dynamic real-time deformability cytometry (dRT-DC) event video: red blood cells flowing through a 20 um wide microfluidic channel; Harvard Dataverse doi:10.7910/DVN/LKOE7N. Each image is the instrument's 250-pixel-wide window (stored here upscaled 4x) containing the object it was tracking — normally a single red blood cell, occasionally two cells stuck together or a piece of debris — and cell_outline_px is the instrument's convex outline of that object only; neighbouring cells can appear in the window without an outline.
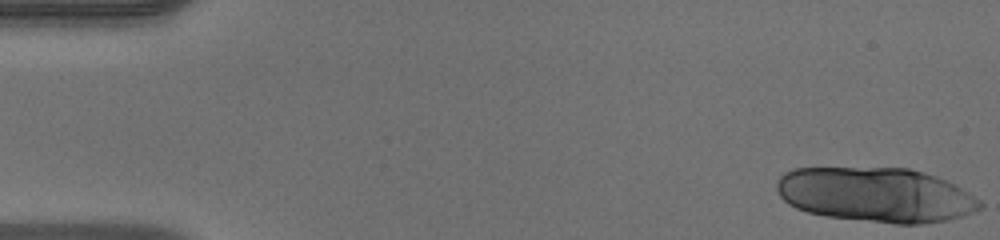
{"species": "human", "species_latin": "Homo sapiens", "temperature_condition": "warm", "stored_images_in_passage": 22, "camera_frame_rate_fps": 3000, "um_per_image_px": 0.085, "donor": {"sex": "male"}, "frame": {"image": 1, "passage_image": 1, "time_ms": 0.0, "image_size_px": [1000, 240], "cell_outline_px": [[984, 204], [980, 208], [972, 212], [948, 220], [920, 224], [896, 224], [828, 216], [808, 212], [796, 208], [788, 204], [780, 196], [776, 188], [776, 180], [784, 172], [792, 168], [908, 168], [924, 172], [936, 176], [968, 192], [980, 200]], "centroid_in_image_um": [74.42, 16.55], "position_along_channel_um": 10.6, "area_um2": 64.62}}
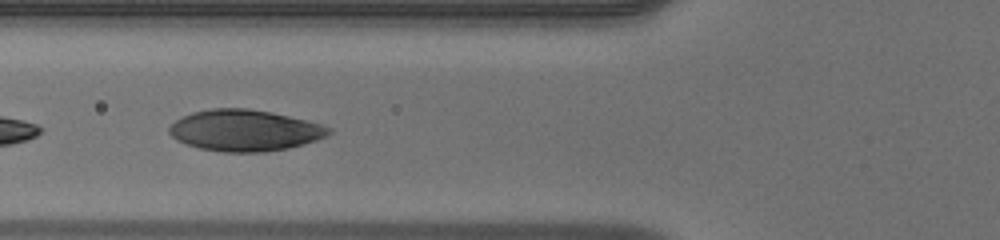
{"frame": {"image": 2, "passage_image": 19, "time_ms": 6.0, "image_size_px": [1000, 240], "cell_outline_px": [[332, 132], [328, 136], [304, 144], [288, 148], [264, 152], [224, 152], [200, 148], [176, 140], [168, 132], [168, 128], [176, 120], [192, 112], [212, 108], [248, 108], [272, 112], [308, 120], [332, 128]], "centroid_in_image_um": [20.83, 11.08], "position_along_channel_um": 105.0, "area_um2": 38.49}}